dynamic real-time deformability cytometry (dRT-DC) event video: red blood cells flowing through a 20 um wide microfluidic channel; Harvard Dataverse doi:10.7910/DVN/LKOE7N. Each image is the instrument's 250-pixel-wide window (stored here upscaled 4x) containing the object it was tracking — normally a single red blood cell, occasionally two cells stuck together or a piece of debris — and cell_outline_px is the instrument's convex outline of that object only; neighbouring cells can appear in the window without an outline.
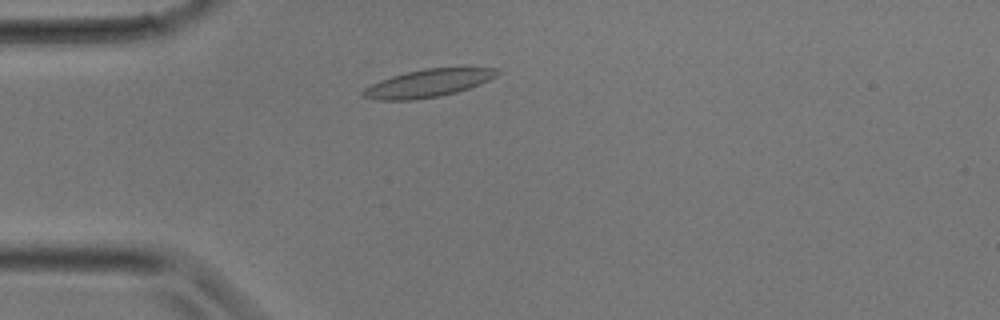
{"species": "common noctule bat (a hibernating species)", "species_latin": "Nyctalus noctula", "temperature_condition": "room temperature", "stored_images_in_passage": 9, "camera_frame_rate_fps": 3000, "um_per_image_px": 0.085, "animal": {"sex": "male", "body_mass_g": 17.9}, "frame": {"image": 1, "passage_image": 4, "time_ms": 1.0, "image_size_px": [1000, 320], "cell_outline_px": [[500, 72], [496, 76], [480, 84], [456, 92], [440, 96], [412, 100], [380, 100], [360, 96], [360, 92], [364, 88], [380, 80], [392, 76], [424, 68], [500, 68]], "centroid_in_image_um": [36.36, 7.08], "position_along_channel_um": 48.6, "area_um2": 21.56}}
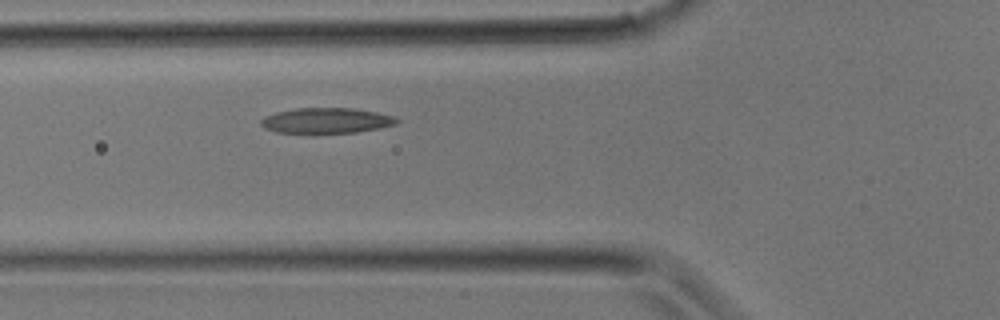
{"frame": {"image": 2, "passage_image": 7, "time_ms": 2.0, "image_size_px": [1000, 320], "cell_outline_px": [[400, 120], [396, 124], [380, 128], [356, 132], [312, 136], [276, 132], [264, 128], [260, 124], [260, 120], [264, 116], [276, 112], [296, 108], [352, 108], [376, 112], [396, 116]], "centroid_in_image_um": [27.7, 10.29], "position_along_channel_um": 98.1, "area_um2": 21.15}}
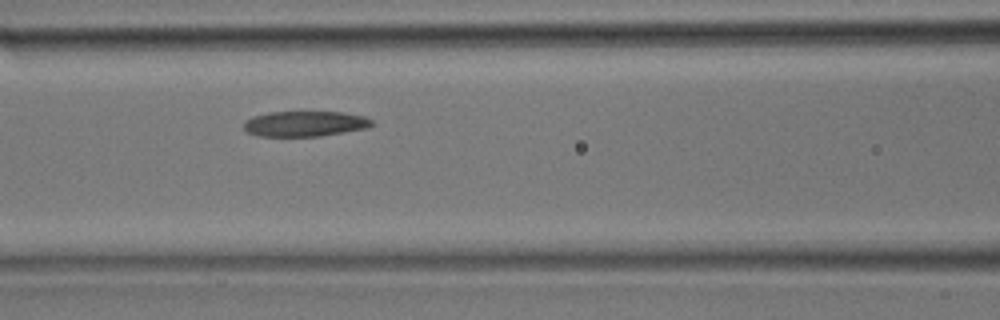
{"frame": {"image": 3, "passage_image": 9, "time_ms": 2.667, "image_size_px": [1000, 320], "cell_outline_px": [[376, 124], [368, 128], [320, 136], [256, 136], [244, 132], [244, 120], [252, 116], [268, 112], [340, 112], [364, 116], [372, 120]], "centroid_in_image_um": [25.89, 10.52], "position_along_channel_um": 140.7, "area_um2": 19.19}}